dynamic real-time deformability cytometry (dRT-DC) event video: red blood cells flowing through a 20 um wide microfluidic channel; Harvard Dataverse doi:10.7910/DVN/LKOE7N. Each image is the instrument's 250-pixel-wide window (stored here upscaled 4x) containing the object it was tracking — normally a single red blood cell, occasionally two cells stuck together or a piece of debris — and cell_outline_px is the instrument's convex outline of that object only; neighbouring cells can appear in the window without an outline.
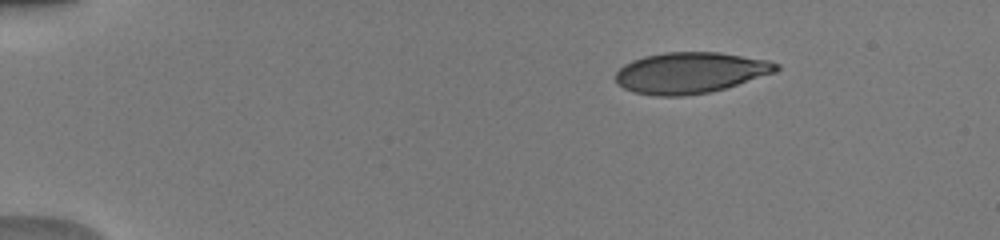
{"species": "human", "species_latin": "Homo sapiens", "temperature_condition": "warm", "stored_images_in_passage": 43, "camera_frame_rate_fps": 3000, "um_per_image_px": 0.085, "donor": {"sex": "male"}, "frame": {"image": 1, "passage_image": 1, "time_ms": 0.0, "image_size_px": [1000, 240], "cell_outline_px": [[780, 68], [776, 72], [724, 88], [708, 92], [684, 96], [656, 96], [632, 92], [616, 84], [616, 72], [624, 64], [632, 60], [644, 56], [664, 52], [720, 52], [768, 60], [780, 64]], "centroid_in_image_um": [58.66, 6.18], "position_along_channel_um": 26.3, "area_um2": 38.49}}
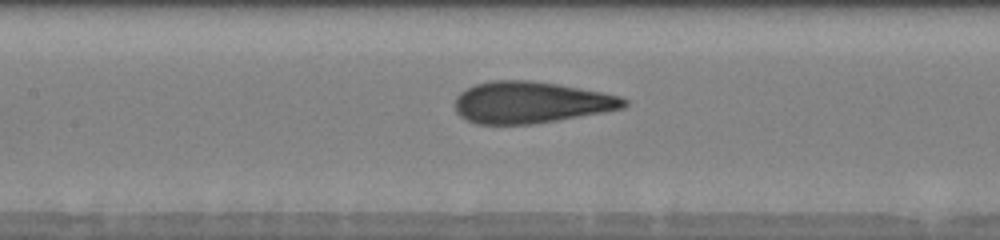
{"frame": {"image": 2, "passage_image": 18, "time_ms": 5.667, "image_size_px": [1000, 240], "cell_outline_px": [[628, 104], [624, 108], [604, 112], [532, 124], [476, 124], [460, 116], [456, 112], [456, 96], [460, 92], [476, 84], [492, 80], [528, 80], [560, 84], [620, 96], [628, 100]], "centroid_in_image_um": [45.12, 8.7], "position_along_channel_um": 162.3, "area_um2": 40.86}}
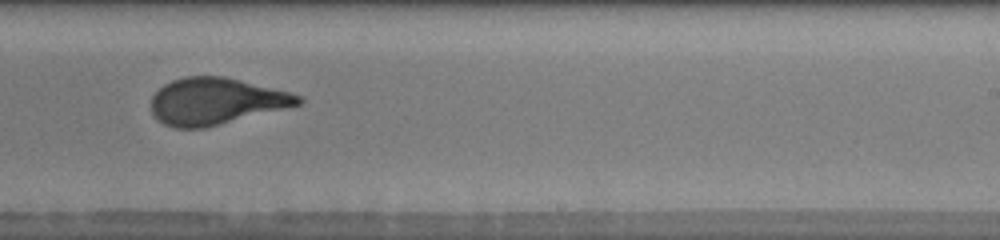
{"frame": {"image": 3, "passage_image": 26, "time_ms": 8.333, "image_size_px": [1000, 240], "cell_outline_px": [[304, 100], [300, 104], [204, 128], [176, 128], [164, 124], [152, 112], [152, 96], [164, 84], [172, 80], [184, 76], [224, 76], [288, 92], [300, 96]], "centroid_in_image_um": [18.31, 8.6], "position_along_channel_um": 270.7, "area_um2": 39.36}, "authors_computed_cell_mechanics": {"area_um2": 40.1132, "velocity_mm_per_s": 4.0786, "shape_relaxation_time_tau1_ms": 6.8993, "shape_relaxation_time_tau2_ms": 0.6518, "deformation_change_tau1": 0.2548, "deformation_change_tau2": 0.079}}